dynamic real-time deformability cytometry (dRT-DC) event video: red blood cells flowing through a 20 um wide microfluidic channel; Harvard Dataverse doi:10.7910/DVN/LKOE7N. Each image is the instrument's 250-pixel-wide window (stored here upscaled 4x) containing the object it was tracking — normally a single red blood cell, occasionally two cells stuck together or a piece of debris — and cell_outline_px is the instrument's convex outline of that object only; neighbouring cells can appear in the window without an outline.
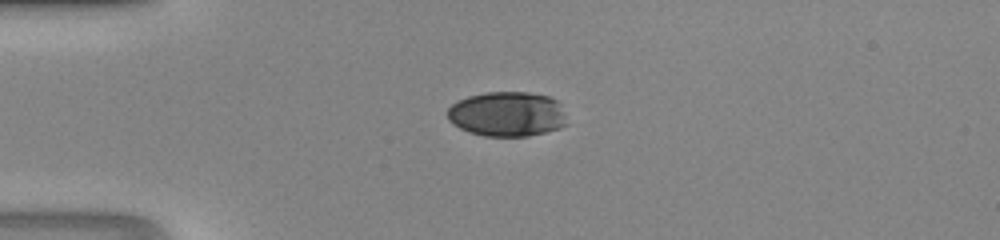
{"species": "human", "species_latin": "Homo sapiens", "temperature_condition": "room temperature", "stored_images_in_passage": 22, "camera_frame_rate_fps": 3000, "um_per_image_px": 0.085, "donor": {"sex": "male"}, "frame": {"image": 1, "passage_image": 1, "time_ms": 0.0, "image_size_px": [1000, 240], "cell_outline_px": [[564, 124], [560, 128], [528, 136], [484, 136], [468, 132], [460, 128], [448, 116], [448, 108], [452, 104], [468, 96], [488, 92], [524, 92], [548, 96], [556, 100]], "centroid_in_image_um": [43.05, 9.7], "position_along_channel_um": 41.9, "area_um2": 30.4}}